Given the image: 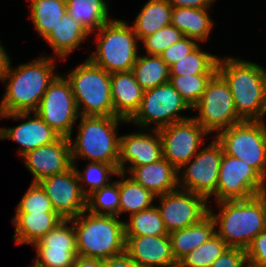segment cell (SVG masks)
<instances>
[{
  "mask_svg": "<svg viewBox=\"0 0 266 267\" xmlns=\"http://www.w3.org/2000/svg\"><path fill=\"white\" fill-rule=\"evenodd\" d=\"M62 60L40 55L32 61L10 65L1 80L5 92L0 100V114L35 112L49 84L59 74L56 65Z\"/></svg>",
  "mask_w": 266,
  "mask_h": 267,
  "instance_id": "1",
  "label": "cell"
},
{
  "mask_svg": "<svg viewBox=\"0 0 266 267\" xmlns=\"http://www.w3.org/2000/svg\"><path fill=\"white\" fill-rule=\"evenodd\" d=\"M266 67L241 57L218 58L217 72L227 82L242 121H264L266 115Z\"/></svg>",
  "mask_w": 266,
  "mask_h": 267,
  "instance_id": "2",
  "label": "cell"
},
{
  "mask_svg": "<svg viewBox=\"0 0 266 267\" xmlns=\"http://www.w3.org/2000/svg\"><path fill=\"white\" fill-rule=\"evenodd\" d=\"M209 206L216 234L232 248L246 249L266 229V192L248 199L223 200ZM217 210V211H216Z\"/></svg>",
  "mask_w": 266,
  "mask_h": 267,
  "instance_id": "3",
  "label": "cell"
},
{
  "mask_svg": "<svg viewBox=\"0 0 266 267\" xmlns=\"http://www.w3.org/2000/svg\"><path fill=\"white\" fill-rule=\"evenodd\" d=\"M75 138L69 137L72 162H104L118 168L120 125L127 124L117 116H80Z\"/></svg>",
  "mask_w": 266,
  "mask_h": 267,
  "instance_id": "4",
  "label": "cell"
},
{
  "mask_svg": "<svg viewBox=\"0 0 266 267\" xmlns=\"http://www.w3.org/2000/svg\"><path fill=\"white\" fill-rule=\"evenodd\" d=\"M90 36H93L95 43L87 58L93 64L109 74L133 69L141 47L130 21L113 18Z\"/></svg>",
  "mask_w": 266,
  "mask_h": 267,
  "instance_id": "5",
  "label": "cell"
},
{
  "mask_svg": "<svg viewBox=\"0 0 266 267\" xmlns=\"http://www.w3.org/2000/svg\"><path fill=\"white\" fill-rule=\"evenodd\" d=\"M70 220L76 235L77 256L104 260L125 252L124 220L87 210Z\"/></svg>",
  "mask_w": 266,
  "mask_h": 267,
  "instance_id": "6",
  "label": "cell"
},
{
  "mask_svg": "<svg viewBox=\"0 0 266 267\" xmlns=\"http://www.w3.org/2000/svg\"><path fill=\"white\" fill-rule=\"evenodd\" d=\"M62 74L70 83L80 116H113L111 74L88 58Z\"/></svg>",
  "mask_w": 266,
  "mask_h": 267,
  "instance_id": "7",
  "label": "cell"
},
{
  "mask_svg": "<svg viewBox=\"0 0 266 267\" xmlns=\"http://www.w3.org/2000/svg\"><path fill=\"white\" fill-rule=\"evenodd\" d=\"M215 138L225 154L251 165L266 180V120L242 121Z\"/></svg>",
  "mask_w": 266,
  "mask_h": 267,
  "instance_id": "8",
  "label": "cell"
},
{
  "mask_svg": "<svg viewBox=\"0 0 266 267\" xmlns=\"http://www.w3.org/2000/svg\"><path fill=\"white\" fill-rule=\"evenodd\" d=\"M188 110L192 111V108L167 82L144 91L141 105L128 124H135L136 128L159 129L192 117L182 115Z\"/></svg>",
  "mask_w": 266,
  "mask_h": 267,
  "instance_id": "9",
  "label": "cell"
},
{
  "mask_svg": "<svg viewBox=\"0 0 266 267\" xmlns=\"http://www.w3.org/2000/svg\"><path fill=\"white\" fill-rule=\"evenodd\" d=\"M192 111L197 112V115L194 114L192 117L210 137H215L219 132L242 122L237 114L230 88L218 72L210 79Z\"/></svg>",
  "mask_w": 266,
  "mask_h": 267,
  "instance_id": "10",
  "label": "cell"
},
{
  "mask_svg": "<svg viewBox=\"0 0 266 267\" xmlns=\"http://www.w3.org/2000/svg\"><path fill=\"white\" fill-rule=\"evenodd\" d=\"M222 157L221 144L215 137H211L210 141H207V144L178 170L179 189L204 196L209 204L212 200L213 203L216 202V189Z\"/></svg>",
  "mask_w": 266,
  "mask_h": 267,
  "instance_id": "11",
  "label": "cell"
},
{
  "mask_svg": "<svg viewBox=\"0 0 266 267\" xmlns=\"http://www.w3.org/2000/svg\"><path fill=\"white\" fill-rule=\"evenodd\" d=\"M35 113L60 137H72L80 117L69 81L59 73L49 84Z\"/></svg>",
  "mask_w": 266,
  "mask_h": 267,
  "instance_id": "12",
  "label": "cell"
},
{
  "mask_svg": "<svg viewBox=\"0 0 266 267\" xmlns=\"http://www.w3.org/2000/svg\"><path fill=\"white\" fill-rule=\"evenodd\" d=\"M158 132L163 157L177 170L189 162L210 138V134L193 117L161 127Z\"/></svg>",
  "mask_w": 266,
  "mask_h": 267,
  "instance_id": "13",
  "label": "cell"
},
{
  "mask_svg": "<svg viewBox=\"0 0 266 267\" xmlns=\"http://www.w3.org/2000/svg\"><path fill=\"white\" fill-rule=\"evenodd\" d=\"M266 192V180L246 162L223 152L216 202L248 199Z\"/></svg>",
  "mask_w": 266,
  "mask_h": 267,
  "instance_id": "14",
  "label": "cell"
},
{
  "mask_svg": "<svg viewBox=\"0 0 266 267\" xmlns=\"http://www.w3.org/2000/svg\"><path fill=\"white\" fill-rule=\"evenodd\" d=\"M155 200L168 233L191 226L209 213V201L191 191L177 189Z\"/></svg>",
  "mask_w": 266,
  "mask_h": 267,
  "instance_id": "15",
  "label": "cell"
},
{
  "mask_svg": "<svg viewBox=\"0 0 266 267\" xmlns=\"http://www.w3.org/2000/svg\"><path fill=\"white\" fill-rule=\"evenodd\" d=\"M36 267H72L77 257L73 222L64 219L32 246Z\"/></svg>",
  "mask_w": 266,
  "mask_h": 267,
  "instance_id": "16",
  "label": "cell"
},
{
  "mask_svg": "<svg viewBox=\"0 0 266 267\" xmlns=\"http://www.w3.org/2000/svg\"><path fill=\"white\" fill-rule=\"evenodd\" d=\"M0 119L20 121L14 127L0 126V141L12 140L19 145L17 156L56 141L60 136L47 125L35 112L0 114Z\"/></svg>",
  "mask_w": 266,
  "mask_h": 267,
  "instance_id": "17",
  "label": "cell"
},
{
  "mask_svg": "<svg viewBox=\"0 0 266 267\" xmlns=\"http://www.w3.org/2000/svg\"><path fill=\"white\" fill-rule=\"evenodd\" d=\"M137 129L120 135L119 172L127 174L133 167L148 165L163 158L158 129Z\"/></svg>",
  "mask_w": 266,
  "mask_h": 267,
  "instance_id": "18",
  "label": "cell"
},
{
  "mask_svg": "<svg viewBox=\"0 0 266 267\" xmlns=\"http://www.w3.org/2000/svg\"><path fill=\"white\" fill-rule=\"evenodd\" d=\"M38 184L62 218L71 219L86 210V197L73 166L63 173L40 180Z\"/></svg>",
  "mask_w": 266,
  "mask_h": 267,
  "instance_id": "19",
  "label": "cell"
},
{
  "mask_svg": "<svg viewBox=\"0 0 266 267\" xmlns=\"http://www.w3.org/2000/svg\"><path fill=\"white\" fill-rule=\"evenodd\" d=\"M25 169L31 174V183L63 173L72 166L69 138L59 137L53 143L40 146L21 157Z\"/></svg>",
  "mask_w": 266,
  "mask_h": 267,
  "instance_id": "20",
  "label": "cell"
},
{
  "mask_svg": "<svg viewBox=\"0 0 266 267\" xmlns=\"http://www.w3.org/2000/svg\"><path fill=\"white\" fill-rule=\"evenodd\" d=\"M125 253L142 267H178L169 235L125 236Z\"/></svg>",
  "mask_w": 266,
  "mask_h": 267,
  "instance_id": "21",
  "label": "cell"
},
{
  "mask_svg": "<svg viewBox=\"0 0 266 267\" xmlns=\"http://www.w3.org/2000/svg\"><path fill=\"white\" fill-rule=\"evenodd\" d=\"M143 94L132 70L111 74L113 116L129 121L138 111Z\"/></svg>",
  "mask_w": 266,
  "mask_h": 267,
  "instance_id": "22",
  "label": "cell"
},
{
  "mask_svg": "<svg viewBox=\"0 0 266 267\" xmlns=\"http://www.w3.org/2000/svg\"><path fill=\"white\" fill-rule=\"evenodd\" d=\"M127 174L156 197L179 189L178 170L164 157L148 165L133 167Z\"/></svg>",
  "mask_w": 266,
  "mask_h": 267,
  "instance_id": "23",
  "label": "cell"
},
{
  "mask_svg": "<svg viewBox=\"0 0 266 267\" xmlns=\"http://www.w3.org/2000/svg\"><path fill=\"white\" fill-rule=\"evenodd\" d=\"M90 37V33L66 12L56 27L43 40L49 44L53 51V57L67 62L68 56L75 52L84 41Z\"/></svg>",
  "mask_w": 266,
  "mask_h": 267,
  "instance_id": "24",
  "label": "cell"
},
{
  "mask_svg": "<svg viewBox=\"0 0 266 267\" xmlns=\"http://www.w3.org/2000/svg\"><path fill=\"white\" fill-rule=\"evenodd\" d=\"M63 220L57 212L15 213L11 219L14 225L12 239L16 245L33 246Z\"/></svg>",
  "mask_w": 266,
  "mask_h": 267,
  "instance_id": "25",
  "label": "cell"
},
{
  "mask_svg": "<svg viewBox=\"0 0 266 267\" xmlns=\"http://www.w3.org/2000/svg\"><path fill=\"white\" fill-rule=\"evenodd\" d=\"M211 8L173 7L171 24L184 36L199 43L209 41L214 29L215 20L210 15Z\"/></svg>",
  "mask_w": 266,
  "mask_h": 267,
  "instance_id": "26",
  "label": "cell"
},
{
  "mask_svg": "<svg viewBox=\"0 0 266 267\" xmlns=\"http://www.w3.org/2000/svg\"><path fill=\"white\" fill-rule=\"evenodd\" d=\"M215 223L208 213L197 223L169 233L171 251L178 263L188 253L197 249L215 234Z\"/></svg>",
  "mask_w": 266,
  "mask_h": 267,
  "instance_id": "27",
  "label": "cell"
},
{
  "mask_svg": "<svg viewBox=\"0 0 266 267\" xmlns=\"http://www.w3.org/2000/svg\"><path fill=\"white\" fill-rule=\"evenodd\" d=\"M172 8L167 0H147L131 23L139 41L171 24Z\"/></svg>",
  "mask_w": 266,
  "mask_h": 267,
  "instance_id": "28",
  "label": "cell"
},
{
  "mask_svg": "<svg viewBox=\"0 0 266 267\" xmlns=\"http://www.w3.org/2000/svg\"><path fill=\"white\" fill-rule=\"evenodd\" d=\"M109 0H66L67 13L90 34L111 21Z\"/></svg>",
  "mask_w": 266,
  "mask_h": 267,
  "instance_id": "29",
  "label": "cell"
},
{
  "mask_svg": "<svg viewBox=\"0 0 266 267\" xmlns=\"http://www.w3.org/2000/svg\"><path fill=\"white\" fill-rule=\"evenodd\" d=\"M128 176V177H127ZM119 172V194L120 207L119 218H128L132 214L152 207L156 201V196L145 189L142 185L135 182L129 175ZM122 215V216H121ZM125 215V217H124Z\"/></svg>",
  "mask_w": 266,
  "mask_h": 267,
  "instance_id": "30",
  "label": "cell"
},
{
  "mask_svg": "<svg viewBox=\"0 0 266 267\" xmlns=\"http://www.w3.org/2000/svg\"><path fill=\"white\" fill-rule=\"evenodd\" d=\"M30 20L43 40L67 12L66 0H29Z\"/></svg>",
  "mask_w": 266,
  "mask_h": 267,
  "instance_id": "31",
  "label": "cell"
},
{
  "mask_svg": "<svg viewBox=\"0 0 266 267\" xmlns=\"http://www.w3.org/2000/svg\"><path fill=\"white\" fill-rule=\"evenodd\" d=\"M132 71L144 91L169 82V66L158 55H146L140 52Z\"/></svg>",
  "mask_w": 266,
  "mask_h": 267,
  "instance_id": "32",
  "label": "cell"
},
{
  "mask_svg": "<svg viewBox=\"0 0 266 267\" xmlns=\"http://www.w3.org/2000/svg\"><path fill=\"white\" fill-rule=\"evenodd\" d=\"M72 163L79 179L81 191L86 198L93 192L109 185L114 179L113 176L116 177L119 173L115 165L104 162L88 161L82 170L79 169L78 162Z\"/></svg>",
  "mask_w": 266,
  "mask_h": 267,
  "instance_id": "33",
  "label": "cell"
},
{
  "mask_svg": "<svg viewBox=\"0 0 266 267\" xmlns=\"http://www.w3.org/2000/svg\"><path fill=\"white\" fill-rule=\"evenodd\" d=\"M124 220L125 236L169 235L155 204Z\"/></svg>",
  "mask_w": 266,
  "mask_h": 267,
  "instance_id": "34",
  "label": "cell"
},
{
  "mask_svg": "<svg viewBox=\"0 0 266 267\" xmlns=\"http://www.w3.org/2000/svg\"><path fill=\"white\" fill-rule=\"evenodd\" d=\"M199 45L190 54L169 67L170 75H197V74H216L218 54H211L204 51Z\"/></svg>",
  "mask_w": 266,
  "mask_h": 267,
  "instance_id": "35",
  "label": "cell"
},
{
  "mask_svg": "<svg viewBox=\"0 0 266 267\" xmlns=\"http://www.w3.org/2000/svg\"><path fill=\"white\" fill-rule=\"evenodd\" d=\"M120 194L119 179L93 192L86 198V210L95 215L116 216L119 218Z\"/></svg>",
  "mask_w": 266,
  "mask_h": 267,
  "instance_id": "36",
  "label": "cell"
},
{
  "mask_svg": "<svg viewBox=\"0 0 266 267\" xmlns=\"http://www.w3.org/2000/svg\"><path fill=\"white\" fill-rule=\"evenodd\" d=\"M229 246L215 233L208 241L194 249L179 262L178 267H210Z\"/></svg>",
  "mask_w": 266,
  "mask_h": 267,
  "instance_id": "37",
  "label": "cell"
},
{
  "mask_svg": "<svg viewBox=\"0 0 266 267\" xmlns=\"http://www.w3.org/2000/svg\"><path fill=\"white\" fill-rule=\"evenodd\" d=\"M215 74L170 75L169 83L193 108L200 100L207 84Z\"/></svg>",
  "mask_w": 266,
  "mask_h": 267,
  "instance_id": "38",
  "label": "cell"
},
{
  "mask_svg": "<svg viewBox=\"0 0 266 267\" xmlns=\"http://www.w3.org/2000/svg\"><path fill=\"white\" fill-rule=\"evenodd\" d=\"M183 33L172 24L161 28L157 32L143 38L140 47L146 55H160L165 49L183 38Z\"/></svg>",
  "mask_w": 266,
  "mask_h": 267,
  "instance_id": "39",
  "label": "cell"
},
{
  "mask_svg": "<svg viewBox=\"0 0 266 267\" xmlns=\"http://www.w3.org/2000/svg\"><path fill=\"white\" fill-rule=\"evenodd\" d=\"M15 208L14 213L56 212L51 200L38 183H30Z\"/></svg>",
  "mask_w": 266,
  "mask_h": 267,
  "instance_id": "40",
  "label": "cell"
},
{
  "mask_svg": "<svg viewBox=\"0 0 266 267\" xmlns=\"http://www.w3.org/2000/svg\"><path fill=\"white\" fill-rule=\"evenodd\" d=\"M199 45L200 43L197 40L184 36L165 49L159 56L170 67L175 62L190 54Z\"/></svg>",
  "mask_w": 266,
  "mask_h": 267,
  "instance_id": "41",
  "label": "cell"
},
{
  "mask_svg": "<svg viewBox=\"0 0 266 267\" xmlns=\"http://www.w3.org/2000/svg\"><path fill=\"white\" fill-rule=\"evenodd\" d=\"M247 262L266 267V229L260 232L245 249Z\"/></svg>",
  "mask_w": 266,
  "mask_h": 267,
  "instance_id": "42",
  "label": "cell"
},
{
  "mask_svg": "<svg viewBox=\"0 0 266 267\" xmlns=\"http://www.w3.org/2000/svg\"><path fill=\"white\" fill-rule=\"evenodd\" d=\"M246 262L244 249L229 247L210 267H243Z\"/></svg>",
  "mask_w": 266,
  "mask_h": 267,
  "instance_id": "43",
  "label": "cell"
},
{
  "mask_svg": "<svg viewBox=\"0 0 266 267\" xmlns=\"http://www.w3.org/2000/svg\"><path fill=\"white\" fill-rule=\"evenodd\" d=\"M104 267H142L131 259L125 252L108 259H104Z\"/></svg>",
  "mask_w": 266,
  "mask_h": 267,
  "instance_id": "44",
  "label": "cell"
},
{
  "mask_svg": "<svg viewBox=\"0 0 266 267\" xmlns=\"http://www.w3.org/2000/svg\"><path fill=\"white\" fill-rule=\"evenodd\" d=\"M172 7L212 8L217 0H167Z\"/></svg>",
  "mask_w": 266,
  "mask_h": 267,
  "instance_id": "45",
  "label": "cell"
},
{
  "mask_svg": "<svg viewBox=\"0 0 266 267\" xmlns=\"http://www.w3.org/2000/svg\"><path fill=\"white\" fill-rule=\"evenodd\" d=\"M6 47L0 40V81L9 70L10 65L13 64L11 61V57L8 55V51H6Z\"/></svg>",
  "mask_w": 266,
  "mask_h": 267,
  "instance_id": "46",
  "label": "cell"
},
{
  "mask_svg": "<svg viewBox=\"0 0 266 267\" xmlns=\"http://www.w3.org/2000/svg\"><path fill=\"white\" fill-rule=\"evenodd\" d=\"M72 267H104V260L77 256Z\"/></svg>",
  "mask_w": 266,
  "mask_h": 267,
  "instance_id": "47",
  "label": "cell"
},
{
  "mask_svg": "<svg viewBox=\"0 0 266 267\" xmlns=\"http://www.w3.org/2000/svg\"><path fill=\"white\" fill-rule=\"evenodd\" d=\"M243 267H259V266H255L249 262H246L245 265Z\"/></svg>",
  "mask_w": 266,
  "mask_h": 267,
  "instance_id": "48",
  "label": "cell"
},
{
  "mask_svg": "<svg viewBox=\"0 0 266 267\" xmlns=\"http://www.w3.org/2000/svg\"><path fill=\"white\" fill-rule=\"evenodd\" d=\"M30 267H36L33 263L31 265H29Z\"/></svg>",
  "mask_w": 266,
  "mask_h": 267,
  "instance_id": "49",
  "label": "cell"
}]
</instances>
